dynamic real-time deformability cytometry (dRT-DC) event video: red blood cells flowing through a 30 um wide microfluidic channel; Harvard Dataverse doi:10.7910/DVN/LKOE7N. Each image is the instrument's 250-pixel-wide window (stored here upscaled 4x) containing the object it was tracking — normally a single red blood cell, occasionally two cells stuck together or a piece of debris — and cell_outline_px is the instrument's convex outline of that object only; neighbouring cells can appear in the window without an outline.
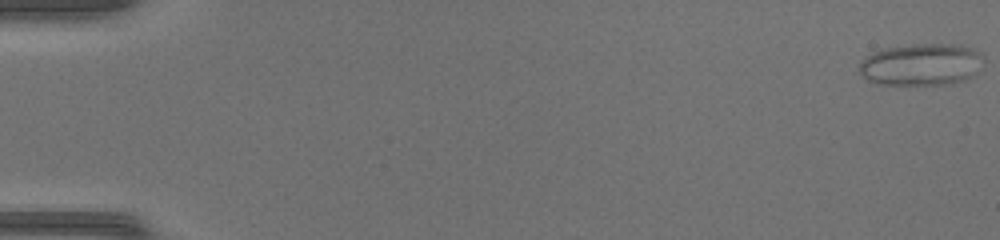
{"species": "common noctule bat (a hibernating species)", "species_latin": "Nyctalus noctula", "temperature_condition": "warm", "stored_images_in_passage": 49, "camera_frame_rate_fps": 3000, "um_per_image_px": 0.085, "animal": {"sex": "female", "body_mass_g": 17.0, "forearm_length_mm": 48.0}, "frame": {"image": 1, "passage_image": 1, "time_ms": 0.0, "image_size_px": [1000, 240], "cell_outline_px": [[984, 60], [976, 72], [972, 76], [964, 80], [952, 84], [880, 84], [868, 80], [860, 72], [860, 64], [872, 52], [884, 48], [912, 44], [960, 44], [972, 48], [980, 52], [984, 56]], "centroid_in_image_um": [78.36, 5.47], "position_along_channel_um": 6.6, "area_um2": 30.4}}
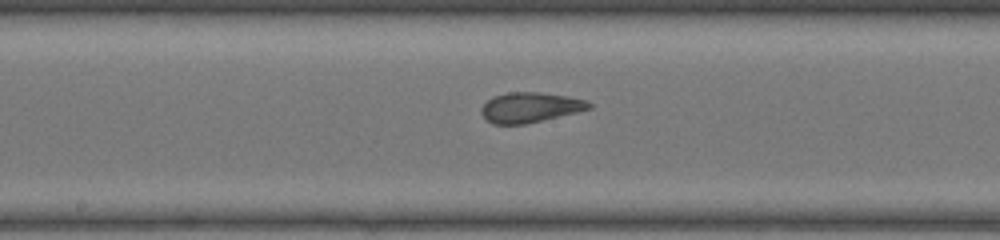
{"frame": {"image": 2, "passage_image": 27, "time_ms": 8.667, "image_size_px": [1000, 240], "cell_outline_px": [[592, 108], [576, 112], [524, 124], [492, 124], [480, 112], [480, 108], [492, 96], [508, 92], [540, 92], [568, 96], [588, 100], [592, 104]], "centroid_in_image_um": [45.06, 9.11], "position_along_channel_um": 203.1, "area_um2": 18.84}}
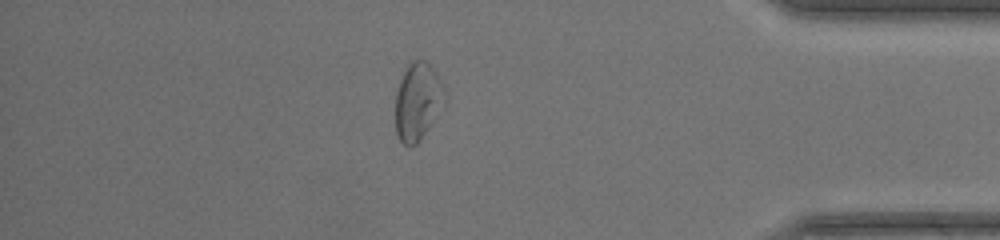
{"frame": {"image": 3, "passage_image": 43, "time_ms": 14.0, "image_size_px": [1000, 240], "cell_outline_px": [[448, 96], [420, 140], [416, 144], [408, 148], [400, 140], [396, 132], [396, 92], [400, 80], [408, 60], [428, 60], [444, 84], [448, 92]], "centroid_in_image_um": [35.52, 8.56], "position_along_channel_um": 399.7, "area_um2": 22.6}, "authors_computed_cell_mechanics": {"area_um2": 21.8484, "velocity_mm_per_s": 4.2975, "shape_relaxation_time_tau1_ms": 10.3272, "shape_relaxation_time_tau2_ms": 0.5965, "deformation_change_tau1": 0.2075, "deformation_change_tau2": 0.0697}}